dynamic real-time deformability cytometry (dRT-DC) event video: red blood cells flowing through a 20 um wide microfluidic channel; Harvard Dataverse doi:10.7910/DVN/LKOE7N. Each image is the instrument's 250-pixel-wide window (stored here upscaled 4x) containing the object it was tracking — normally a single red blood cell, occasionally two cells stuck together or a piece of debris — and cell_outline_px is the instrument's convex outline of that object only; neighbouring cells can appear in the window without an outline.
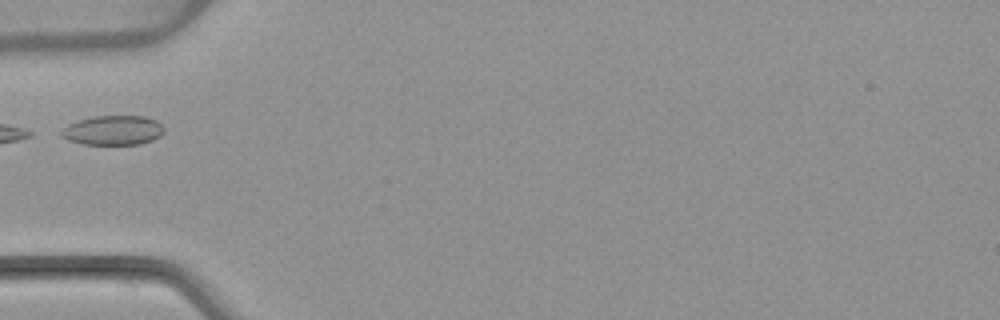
{"species": "common noctule bat (a hibernating species)", "species_latin": "Nyctalus noctula", "temperature_condition": "warm", "stored_images_in_passage": 3, "camera_frame_rate_fps": 3000, "um_per_image_px": 0.085, "animal": {"sex": "female", "body_mass_g": 22.7, "forearm_length_mm": 54.2}, "frame": {"image": 1, "passage_image": 3, "time_ms": 2.667, "image_size_px": [1000, 320], "cell_outline_px": [[164, 132], [160, 136], [152, 140], [140, 144], [84, 144], [68, 140], [60, 136], [60, 132], [68, 124], [92, 116], [144, 116], [156, 120], [164, 128]], "centroid_in_image_um": [9.61, 11.07], "position_along_channel_um": 75.4, "area_um2": 17.63}}